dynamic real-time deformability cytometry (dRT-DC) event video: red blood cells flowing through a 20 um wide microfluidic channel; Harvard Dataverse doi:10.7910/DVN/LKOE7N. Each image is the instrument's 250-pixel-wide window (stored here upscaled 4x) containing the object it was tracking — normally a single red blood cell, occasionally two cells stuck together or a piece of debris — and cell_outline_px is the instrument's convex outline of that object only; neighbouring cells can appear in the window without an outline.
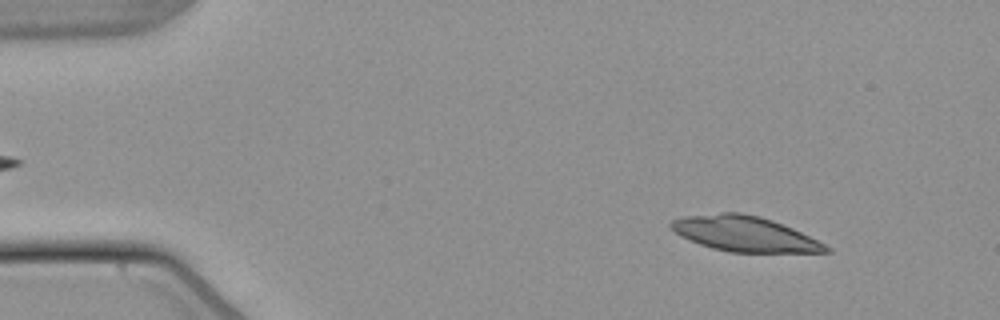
{"species": "common noctule bat (a hibernating species)", "species_latin": "Nyctalus noctula", "temperature_condition": "warm", "stored_images_in_passage": 53, "camera_frame_rate_fps": 3000, "um_per_image_px": 0.085, "animal": {"sex": "male", "body_mass_g": 21.5, "forearm_length_mm": 52.0}, "frame": {"image": 1, "passage_image": 6, "time_ms": 1.667, "image_size_px": [1000, 320], "cell_outline_px": [[832, 252], [728, 252], [712, 248], [688, 240], [680, 236], [668, 228], [668, 224], [672, 220], [684, 216], [720, 212], [740, 212], [760, 216], [772, 220], [792, 228], [832, 248]], "centroid_in_image_um": [63.22, 19.87], "position_along_channel_um": 21.8, "area_um2": 31.85}}